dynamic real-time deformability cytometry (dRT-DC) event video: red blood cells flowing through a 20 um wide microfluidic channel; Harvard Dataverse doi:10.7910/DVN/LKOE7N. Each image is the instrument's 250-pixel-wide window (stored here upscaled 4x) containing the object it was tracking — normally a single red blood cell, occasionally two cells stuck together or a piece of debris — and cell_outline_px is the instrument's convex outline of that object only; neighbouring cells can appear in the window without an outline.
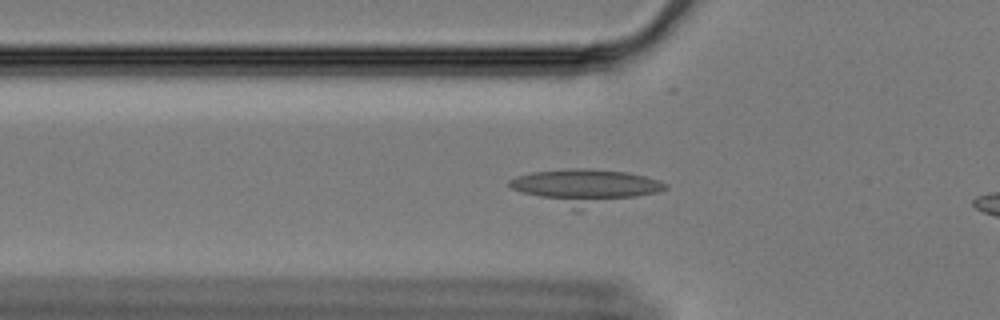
{"species": "Egyptian fruit bat (a non-hibernating species)", "species_latin": "Rousettus aegyptiacus", "temperature_condition": "cold", "stored_images_in_passage": 6, "camera_frame_rate_fps": 3000, "um_per_image_px": 0.085, "animal": {"sex": "female"}, "frame": {"image": 1, "passage_image": 3, "time_ms": 0.667, "image_size_px": [1000, 320], "cell_outline_px": [[668, 188], [656, 192], [580, 212], [572, 212], [512, 188], [508, 184], [508, 180], [516, 176], [532, 172], [568, 168], [584, 168], [624, 172], [644, 176], [660, 180], [668, 184]], "centroid_in_image_um": [49.71, 15.91], "position_along_channel_um": 76.1, "area_um2": 32.31}}